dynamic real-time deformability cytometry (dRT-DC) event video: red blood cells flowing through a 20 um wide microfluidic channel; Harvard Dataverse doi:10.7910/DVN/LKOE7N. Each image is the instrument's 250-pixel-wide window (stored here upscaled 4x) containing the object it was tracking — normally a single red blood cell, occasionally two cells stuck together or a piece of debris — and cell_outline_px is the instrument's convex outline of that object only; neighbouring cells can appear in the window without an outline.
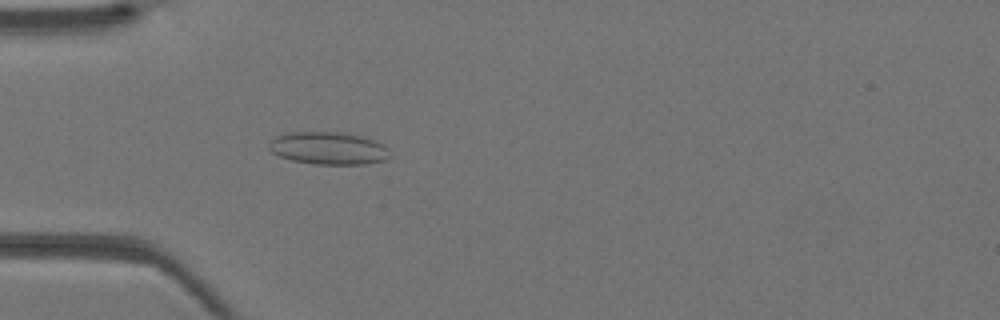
{"species": "Egyptian fruit bat (a non-hibernating species)", "species_latin": "Rousettus aegyptiacus", "temperature_condition": "warm", "stored_images_in_passage": 41, "camera_frame_rate_fps": 3000, "um_per_image_px": 0.085, "animal": {"sex": "female"}, "frame": {"image": 1, "passage_image": 12, "time_ms": 3.667, "image_size_px": [1000, 320], "cell_outline_px": [[388, 156], [384, 160], [364, 164], [316, 164], [292, 160], [280, 156], [272, 152], [268, 148], [268, 144], [276, 136], [292, 132], [340, 132], [360, 136], [376, 140], [384, 144], [388, 148]], "centroid_in_image_um": [27.91, 12.59], "position_along_channel_um": 57.1, "area_um2": 22.77}}
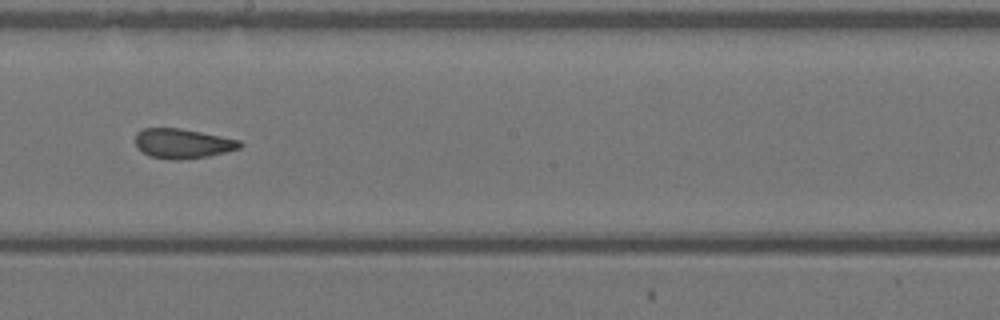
{"frame": {"image": 2, "passage_image": 23, "time_ms": 7.333, "image_size_px": [1000, 320], "cell_outline_px": [[244, 144], [240, 148], [208, 156], [176, 160], [168, 160], [148, 156], [136, 144], [136, 132], [144, 128], [180, 128], [240, 140]], "centroid_in_image_um": [15.52, 12.2], "position_along_channel_um": 232.7, "area_um2": 17.98}}
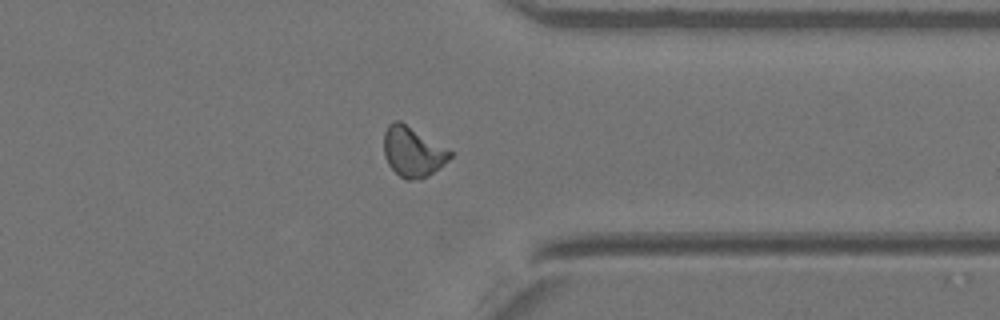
{"frame": {"image": 3, "passage_image": 32, "time_ms": 10.333, "image_size_px": [1000, 320], "cell_outline_px": [[452, 156], [448, 160], [432, 172], [420, 180], [408, 180], [400, 176], [388, 164], [384, 156], [384, 132], [388, 124], [392, 120], [400, 120], [452, 152]], "centroid_in_image_um": [35.04, 12.88], "position_along_channel_um": 376.4, "area_um2": 19.02}}